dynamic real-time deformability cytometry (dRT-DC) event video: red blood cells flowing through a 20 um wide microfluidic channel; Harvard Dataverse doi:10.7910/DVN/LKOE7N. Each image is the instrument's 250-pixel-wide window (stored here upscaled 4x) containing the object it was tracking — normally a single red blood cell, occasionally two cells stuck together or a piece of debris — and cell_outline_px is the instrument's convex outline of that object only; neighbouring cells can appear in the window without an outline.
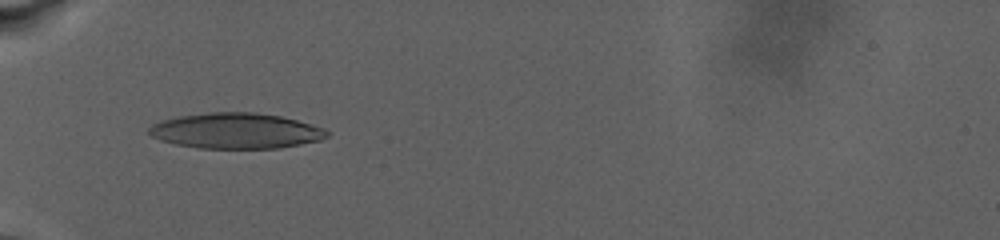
{"species": "human", "species_latin": "Homo sapiens", "temperature_condition": "warm", "stored_images_in_passage": 5, "camera_frame_rate_fps": 3000, "um_per_image_px": 0.085, "donor": {"sex": "male"}, "frame": {"image": 1, "passage_image": 2, "time_ms": 1.0, "image_size_px": [1000, 240], "cell_outline_px": [[332, 132], [328, 136], [320, 140], [280, 148], [200, 148], [176, 144], [160, 140], [152, 136], [148, 132], [148, 128], [152, 124], [160, 120], [176, 116], [208, 112], [256, 112], [280, 116], [296, 120], [324, 128]], "centroid_in_image_um": [20.04, 11.11], "position_along_channel_um": 65.0, "area_um2": 37.05}}
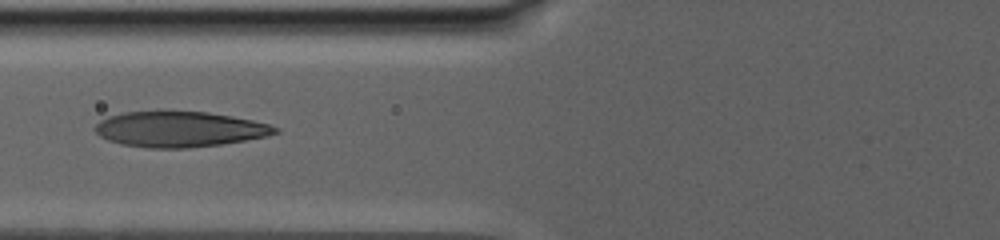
{"frame": {"image": 2, "passage_image": 4, "time_ms": 3.0, "image_size_px": [1000, 240], "cell_outline_px": [[280, 132], [268, 136], [220, 144], [188, 148], [148, 148], [120, 144], [108, 140], [100, 136], [96, 132], [96, 124], [100, 120], [108, 116], [124, 112], [164, 108], [208, 112], [232, 116], [252, 120], [268, 124], [280, 128]], "centroid_in_image_um": [15.23, 10.94], "position_along_channel_um": 110.6, "area_um2": 38.26}}